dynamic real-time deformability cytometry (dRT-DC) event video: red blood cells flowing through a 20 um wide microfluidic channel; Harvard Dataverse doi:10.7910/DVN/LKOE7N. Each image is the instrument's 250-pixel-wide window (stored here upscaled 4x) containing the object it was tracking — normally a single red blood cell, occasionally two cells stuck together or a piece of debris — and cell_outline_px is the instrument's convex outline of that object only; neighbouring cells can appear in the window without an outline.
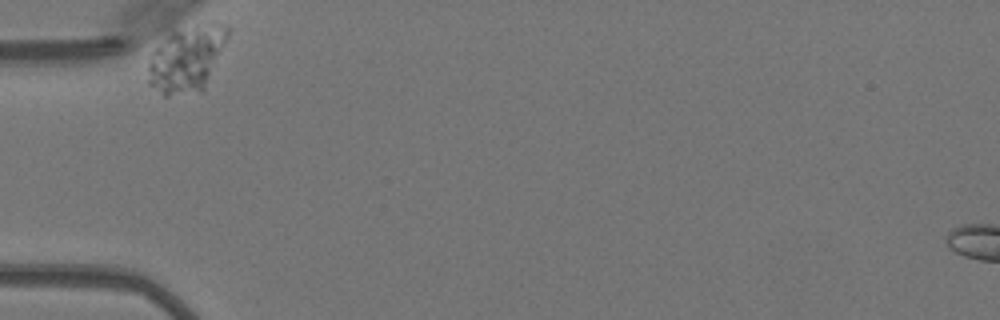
{"species": "Egyptian fruit bat (a non-hibernating species)", "species_latin": "Rousettus aegyptiacus", "temperature_condition": "warm", "stored_images_in_passage": 32, "camera_frame_rate_fps": 3000, "um_per_image_px": 0.085, "animal": {"sex": "female"}, "frame": {"image": 1, "passage_image": 1, "time_ms": 0.0, "image_size_px": [1000, 320], "cell_outline_px": [[232, 28], [204, 92], [168, 96], [164, 96], [148, 84], [148, 56], [172, 28], [208, 20], [212, 20]], "centroid_in_image_um": [15.89, 4.93], "position_along_channel_um": 69.1, "area_um2": 32.19}}
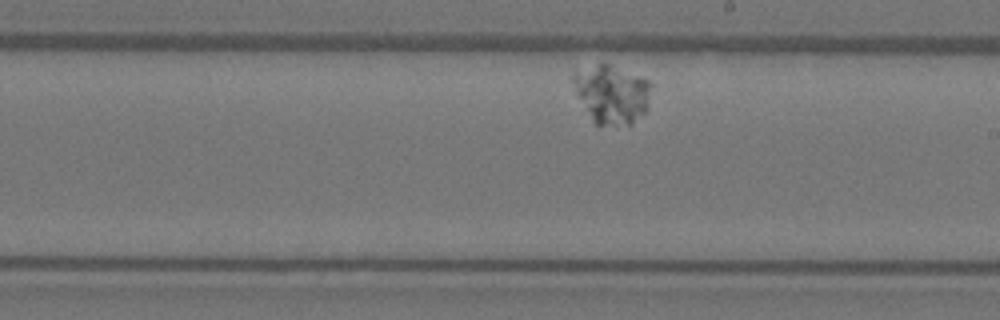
{"frame": {"image": 2, "passage_image": 19, "time_ms": 6.0, "image_size_px": [1000, 320], "cell_outline_px": [[652, 84], [648, 112], [632, 124], [596, 124], [592, 120], [572, 84], [572, 72], [596, 64], [608, 64], [648, 80]], "centroid_in_image_um": [52.04, 8.0], "position_along_channel_um": 237.0, "area_um2": 26.47}}
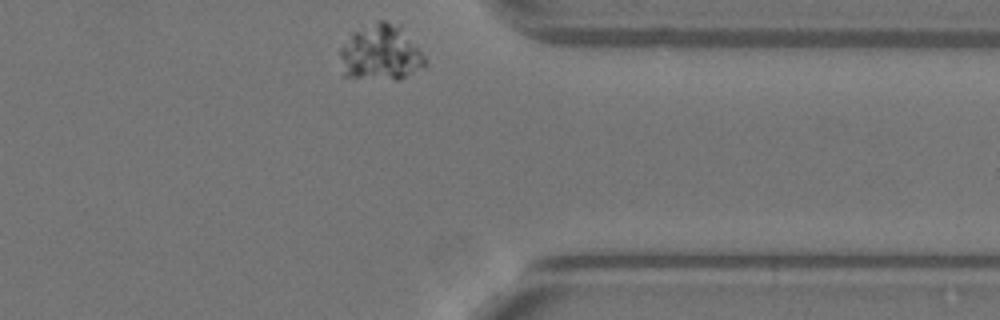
{"frame": {"image": 3, "passage_image": 32, "time_ms": 10.333, "image_size_px": [1000, 320], "cell_outline_px": [[428, 64], [400, 80], [396, 80], [344, 76], [340, 56], [340, 48], [352, 32], [360, 24], [380, 20], [384, 20], [400, 24], [428, 60]], "centroid_in_image_um": [32.37, 4.44], "position_along_channel_um": 379.0, "area_um2": 28.21}}